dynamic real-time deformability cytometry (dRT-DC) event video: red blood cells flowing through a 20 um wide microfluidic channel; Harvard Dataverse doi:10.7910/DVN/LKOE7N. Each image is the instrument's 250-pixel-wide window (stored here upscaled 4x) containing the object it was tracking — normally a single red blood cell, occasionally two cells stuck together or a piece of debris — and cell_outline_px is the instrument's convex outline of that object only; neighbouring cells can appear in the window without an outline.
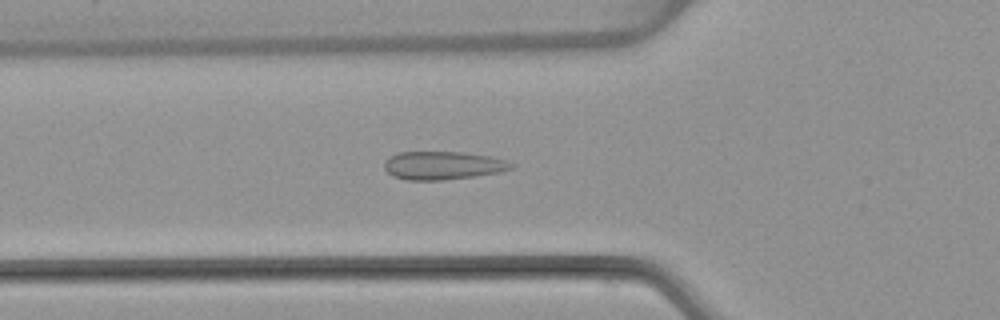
{"species": "common noctule bat (a hibernating species)", "species_latin": "Nyctalus noctula", "temperature_condition": "warm", "stored_images_in_passage": 48, "camera_frame_rate_fps": 3000, "um_per_image_px": 0.085, "animal": {"sex": "female", "body_mass_g": 22.7, "forearm_length_mm": 54.2}, "frame": {"image": 1, "passage_image": 18, "time_ms": 5.667, "image_size_px": [1000, 320], "cell_outline_px": [[516, 168], [500, 172], [444, 180], [408, 180], [392, 176], [384, 168], [384, 164], [388, 156], [400, 152], [460, 152], [488, 156], [504, 160], [516, 164]], "centroid_in_image_um": [37.64, 14.06], "position_along_channel_um": 88.2, "area_um2": 20.87}}
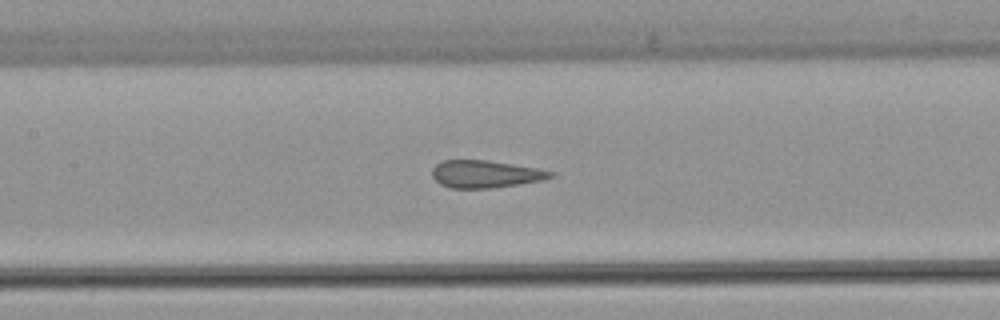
{"frame": {"image": 2, "passage_image": 24, "time_ms": 7.667, "image_size_px": [1000, 320], "cell_outline_px": [[556, 176], [544, 180], [492, 188], [448, 188], [440, 184], [432, 176], [432, 168], [436, 164], [444, 160], [488, 160], [536, 168], [556, 172]], "centroid_in_image_um": [41.27, 14.8], "position_along_channel_um": 166.1, "area_um2": 19.02}}
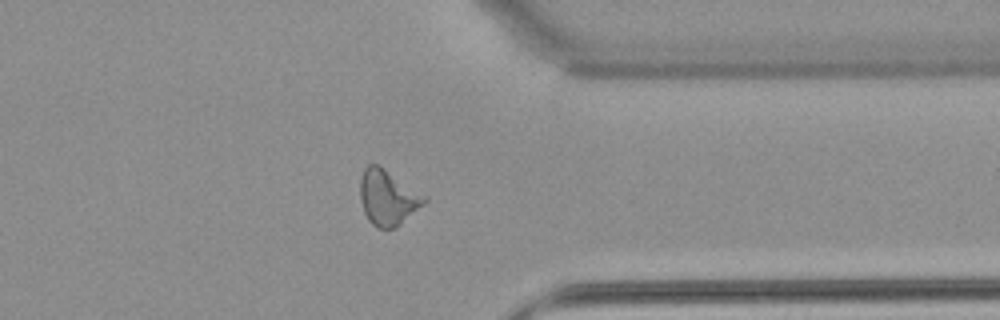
{"frame": {"image": 3, "passage_image": 41, "time_ms": 13.333, "image_size_px": [1000, 320], "cell_outline_px": [[428, 200], [424, 204], [396, 228], [376, 228], [368, 220], [364, 212], [360, 200], [360, 176], [364, 168], [368, 164], [380, 164], [428, 196]], "centroid_in_image_um": [32.97, 16.76], "position_along_channel_um": 378.4, "area_um2": 21.21}, "authors_computed_cell_mechanics": {"area_um2": 20.2589, "velocity_mm_per_s": 3.8722, "shape_relaxation_time_tau1_ms": null, "shape_relaxation_time_tau2_ms": 1.0575, "deformation_change_tau1": null, "deformation_change_tau2": 0.0767}}